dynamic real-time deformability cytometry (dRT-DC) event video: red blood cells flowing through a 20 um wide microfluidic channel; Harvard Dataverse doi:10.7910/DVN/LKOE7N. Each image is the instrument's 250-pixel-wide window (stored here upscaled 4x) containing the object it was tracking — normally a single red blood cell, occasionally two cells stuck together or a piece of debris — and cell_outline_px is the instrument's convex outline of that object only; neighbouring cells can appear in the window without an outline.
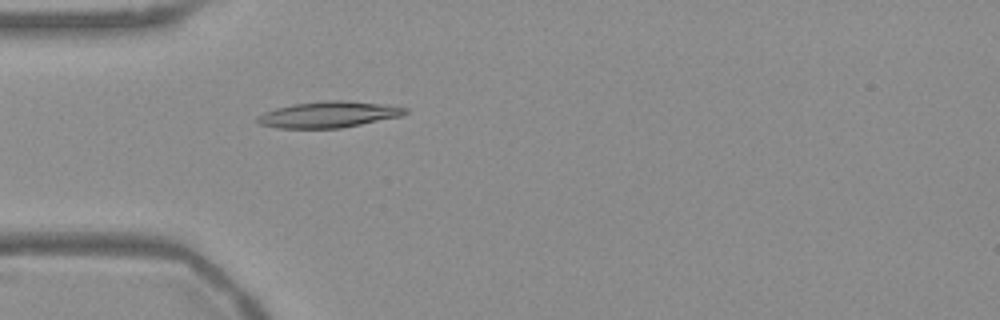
{"species": "Egyptian fruit bat (a non-hibernating species)", "species_latin": "Rousettus aegyptiacus", "temperature_condition": "warm", "stored_images_in_passage": 47, "camera_frame_rate_fps": 3000, "um_per_image_px": 0.085, "frame": {"image": 1, "passage_image": 9, "time_ms": 2.667, "image_size_px": [1000, 320], "cell_outline_px": [[408, 112], [400, 116], [340, 128], [276, 128], [260, 124], [256, 120], [256, 116], [264, 112], [276, 108], [292, 104], [324, 100], [344, 100], [380, 104], [408, 108]], "centroid_in_image_um": [27.87, 9.73], "position_along_channel_um": 57.1, "area_um2": 22.37}}
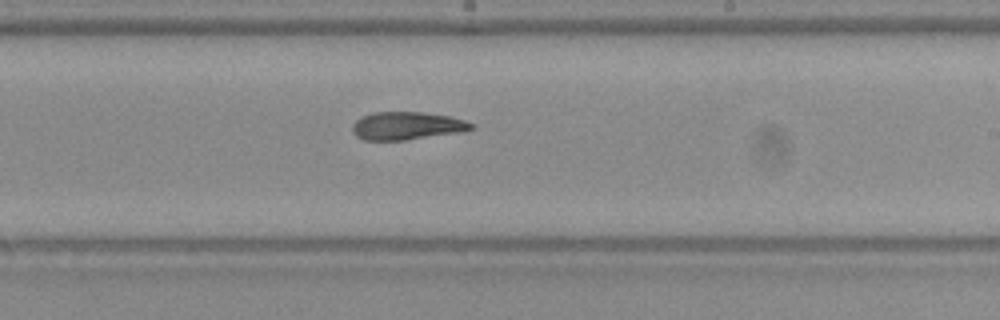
{"frame": {"image": 2, "passage_image": 25, "time_ms": 8.0, "image_size_px": [1000, 320], "cell_outline_px": [[476, 128], [464, 132], [404, 140], [364, 140], [356, 136], [352, 132], [352, 124], [360, 116], [372, 112], [420, 112], [448, 116], [464, 120], [472, 124]], "centroid_in_image_um": [34.56, 10.7], "position_along_channel_um": 254.4, "area_um2": 19.48}}
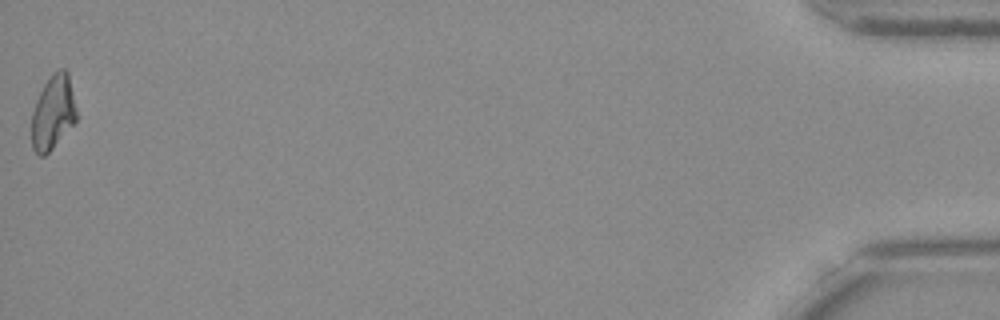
{"frame": {"image": 3, "passage_image": 47, "time_ms": 15.333, "image_size_px": [1000, 320], "cell_outline_px": [[76, 120], [52, 148], [44, 156], [40, 156], [32, 148], [32, 112], [36, 100], [44, 84], [52, 72], [60, 68], [64, 68], [68, 72], [76, 108]], "centroid_in_image_um": [4.5, 9.52], "position_along_channel_um": 430.7, "area_um2": 19.19}, "authors_computed_cell_mechanics": {"area_um2": 19.9988, "velocity_mm_per_s": 3.7675, "shape_relaxation_time_tau1_ms": null, "shape_relaxation_time_tau2_ms": 3.8264, "deformation_change_tau1": null, "deformation_change_tau2": 0.1115}}